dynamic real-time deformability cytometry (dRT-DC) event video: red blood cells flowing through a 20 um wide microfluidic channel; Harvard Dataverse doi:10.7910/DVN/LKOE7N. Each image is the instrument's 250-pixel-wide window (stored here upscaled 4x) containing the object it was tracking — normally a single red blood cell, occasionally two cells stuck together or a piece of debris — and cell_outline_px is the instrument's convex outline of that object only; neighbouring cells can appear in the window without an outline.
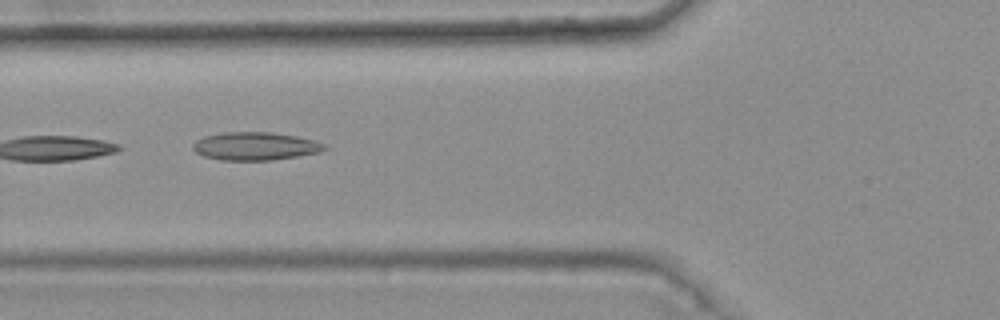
{"species": "common noctule bat (a hibernating species)", "species_latin": "Nyctalus noctula", "temperature_condition": "warm", "stored_images_in_passage": 9, "camera_frame_rate_fps": 3000, "um_per_image_px": 0.085, "animal": {"sex": "female", "body_mass_g": 25.1}, "frame": {"image": 1, "passage_image": 6, "time_ms": 1.667, "image_size_px": [1000, 320], "cell_outline_px": [[328, 148], [320, 152], [272, 160], [220, 160], [204, 156], [196, 152], [192, 148], [192, 144], [196, 140], [204, 136], [220, 132], [272, 132], [296, 136], [328, 144]], "centroid_in_image_um": [21.69, 12.42], "position_along_channel_um": 104.1, "area_um2": 21.62}}
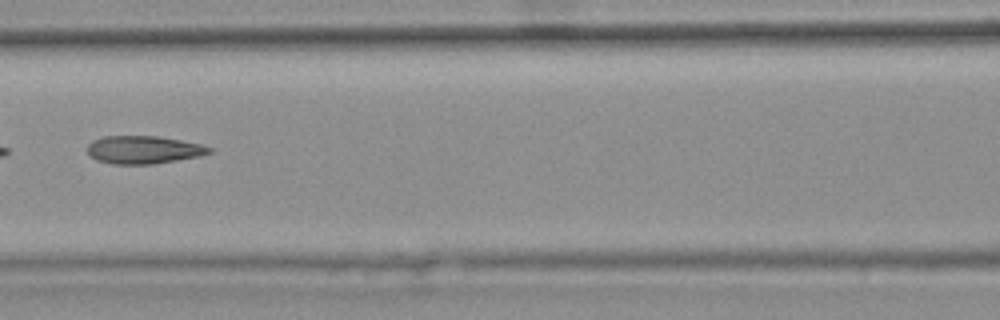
{"frame": {"image": 2, "passage_image": 7, "time_ms": 2.0, "image_size_px": [1000, 320], "cell_outline_px": [[212, 152], [200, 156], [152, 164], [112, 164], [96, 160], [88, 156], [88, 144], [92, 140], [104, 136], [156, 136], [204, 144], [212, 148]], "centroid_in_image_um": [12.19, 12.73], "position_along_channel_um": 154.4, "area_um2": 19.94}}
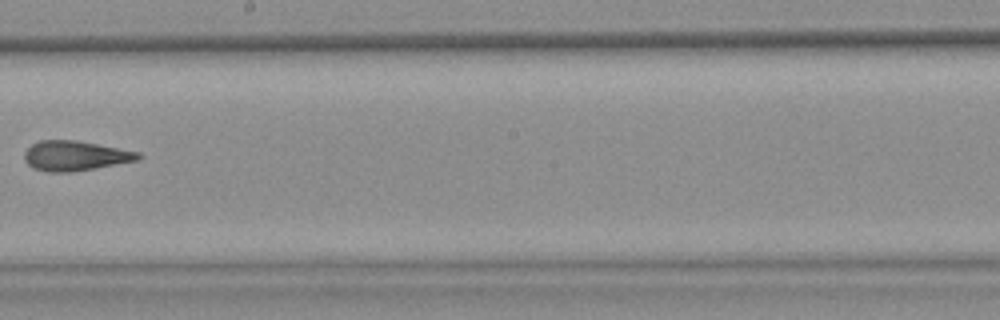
{"frame": {"image": 3, "passage_image": 9, "time_ms": 2.667, "image_size_px": [1000, 320], "cell_outline_px": [[144, 156], [136, 160], [72, 172], [48, 172], [36, 168], [28, 164], [24, 160], [24, 152], [32, 144], [40, 140], [76, 140], [140, 152]], "centroid_in_image_um": [6.38, 13.23], "position_along_channel_um": 241.8, "area_um2": 19.59}}